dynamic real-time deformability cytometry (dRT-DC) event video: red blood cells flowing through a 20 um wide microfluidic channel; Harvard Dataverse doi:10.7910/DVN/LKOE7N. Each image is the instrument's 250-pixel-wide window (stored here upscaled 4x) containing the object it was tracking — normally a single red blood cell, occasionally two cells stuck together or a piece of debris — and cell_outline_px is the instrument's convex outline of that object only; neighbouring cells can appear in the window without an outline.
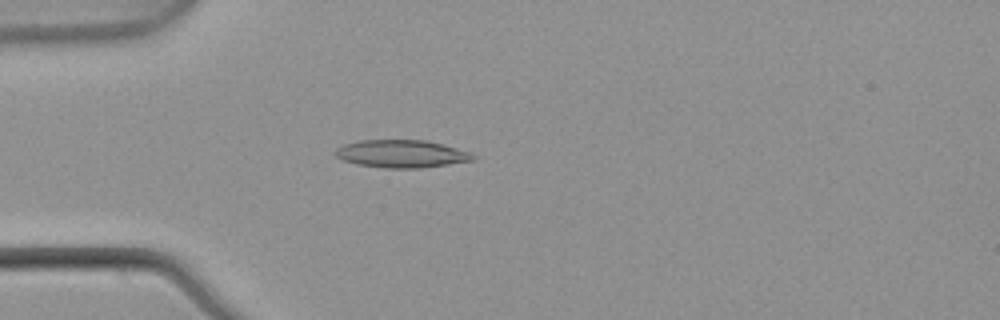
{"species": "common noctule bat (a hibernating species)", "species_latin": "Nyctalus noctula", "temperature_condition": "warm", "stored_images_in_passage": 4, "camera_frame_rate_fps": 3000, "um_per_image_px": 0.085, "animal": {"sex": "male", "body_mass_g": 21.5, "forearm_length_mm": 52.0}, "frame": {"image": 1, "passage_image": 4, "time_ms": 1.0, "image_size_px": [1000, 320], "cell_outline_px": [[476, 160], [420, 168], [384, 168], [356, 164], [344, 160], [336, 156], [332, 152], [336, 148], [344, 144], [356, 140], [428, 140], [444, 144], [468, 152], [476, 156]], "centroid_in_image_um": [34.1, 13.06], "position_along_channel_um": 50.9, "area_um2": 22.37}}